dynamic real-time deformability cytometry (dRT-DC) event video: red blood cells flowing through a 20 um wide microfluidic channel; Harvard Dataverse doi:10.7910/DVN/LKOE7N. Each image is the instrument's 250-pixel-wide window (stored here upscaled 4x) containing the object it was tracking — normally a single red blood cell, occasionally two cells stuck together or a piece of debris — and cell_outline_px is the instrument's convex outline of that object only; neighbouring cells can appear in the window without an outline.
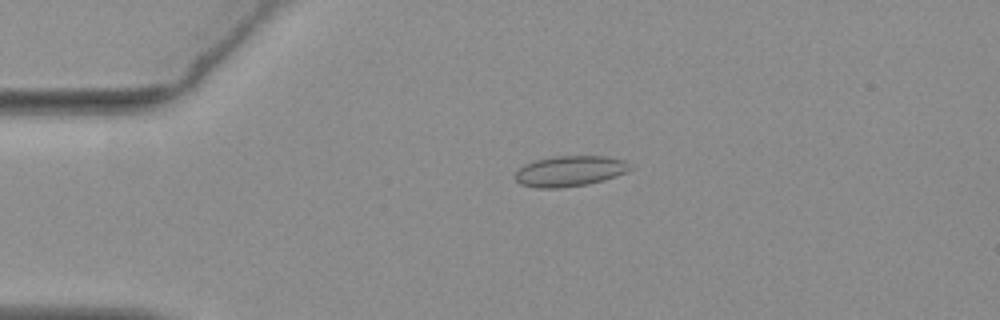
{"species": "common noctule bat (a hibernating species)", "species_latin": "Nyctalus noctula", "temperature_condition": "warm", "stored_images_in_passage": 56, "camera_frame_rate_fps": 3000, "um_per_image_px": 0.085, "animal": {"sex": "female", "body_mass_g": 19.3, "forearm_length_mm": 54.1}, "frame": {"image": 1, "passage_image": 13, "time_ms": 4.0, "image_size_px": [1000, 320], "cell_outline_px": [[632, 168], [616, 176], [604, 180], [588, 184], [560, 188], [536, 188], [520, 184], [512, 176], [524, 164], [536, 160], [556, 156], [604, 156], [624, 160]], "centroid_in_image_um": [48.39, 14.55], "position_along_channel_um": 36.6, "area_um2": 20.46}}
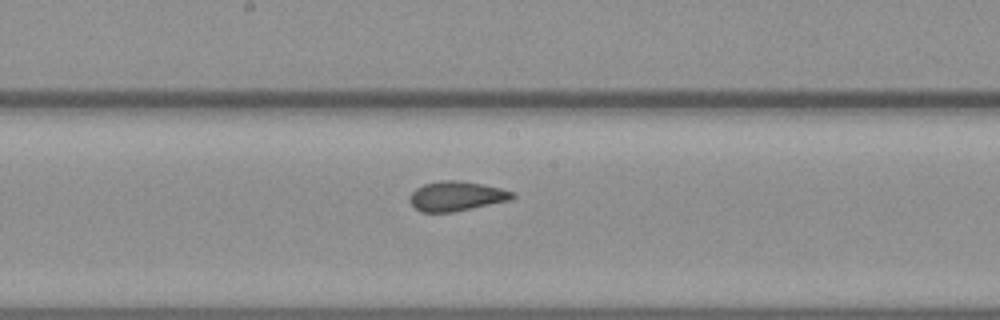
{"frame": {"image": 2, "passage_image": 30, "time_ms": 9.667, "image_size_px": [1000, 320], "cell_outline_px": [[516, 196], [512, 200], [452, 212], [420, 212], [408, 200], [412, 192], [416, 188], [424, 184], [440, 180], [460, 180], [500, 188], [516, 192]], "centroid_in_image_um": [38.82, 16.67], "position_along_channel_um": 209.4, "area_um2": 17.8}}
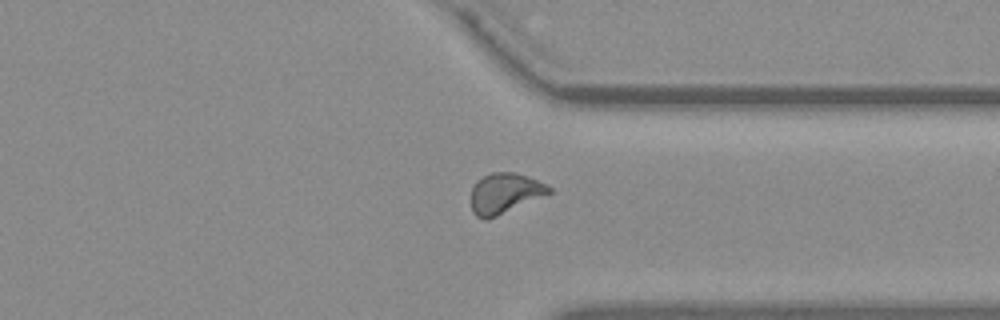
{"frame": {"image": 3, "passage_image": 43, "time_ms": 14.0, "image_size_px": [1000, 320], "cell_outline_px": [[552, 192], [488, 220], [484, 220], [476, 216], [472, 212], [472, 188], [476, 180], [492, 172], [516, 172], [528, 176], [552, 188]], "centroid_in_image_um": [42.88, 16.43], "position_along_channel_um": 368.5, "area_um2": 18.26}, "authors_computed_cell_mechanics": {"area_um2": 18.3226, "velocity_mm_per_s": 3.6937, "shape_relaxation_time_tau1_ms": null, "shape_relaxation_time_tau2_ms": 1.0546, "deformation_change_tau1": null, "deformation_change_tau2": 0.0628}}